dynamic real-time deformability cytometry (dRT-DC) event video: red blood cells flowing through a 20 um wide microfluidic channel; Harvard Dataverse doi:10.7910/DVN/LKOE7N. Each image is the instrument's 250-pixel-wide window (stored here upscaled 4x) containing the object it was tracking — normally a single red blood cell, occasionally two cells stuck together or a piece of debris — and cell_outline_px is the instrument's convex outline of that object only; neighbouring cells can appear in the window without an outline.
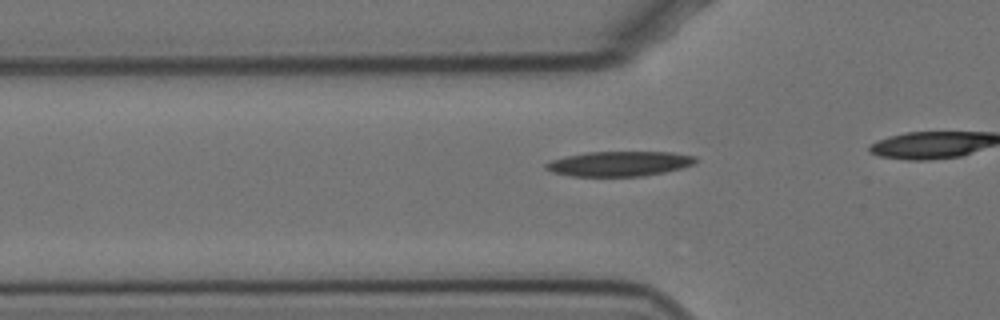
{"species": "Egyptian fruit bat (a non-hibernating species)", "species_latin": "Rousettus aegyptiacus", "temperature_condition": "cold", "stored_images_in_passage": 15, "camera_frame_rate_fps": 3000, "um_per_image_px": 0.085, "animal": {"sex": "female"}, "frame": {"image": 1, "passage_image": 9, "time_ms": 2.667, "image_size_px": [1000, 320], "cell_outline_px": [[696, 160], [692, 164], [680, 168], [664, 172], [644, 176], [572, 176], [552, 172], [544, 168], [544, 164], [552, 160], [568, 156], [588, 152], [672, 152], [696, 156]], "centroid_in_image_um": [52.63, 13.91], "position_along_channel_um": 73.2, "area_um2": 21.56}}
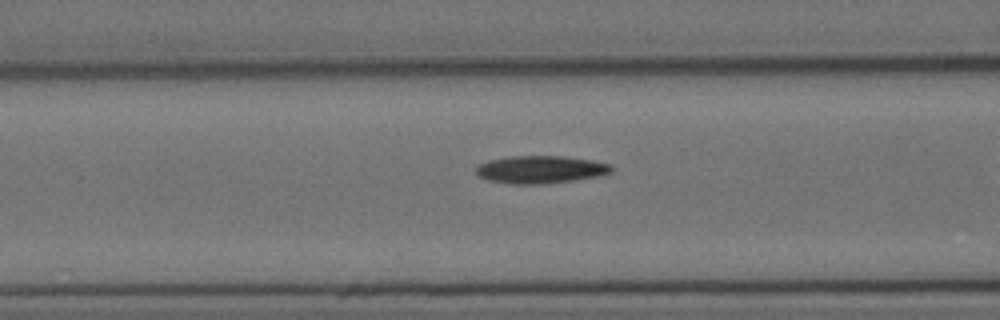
{"frame": {"image": 2, "passage_image": 13, "time_ms": 4.0, "image_size_px": [1000, 320], "cell_outline_px": [[612, 172], [600, 176], [576, 180], [544, 184], [508, 184], [488, 180], [480, 176], [476, 172], [476, 168], [480, 164], [488, 160], [508, 156], [560, 156], [592, 160], [612, 164]], "centroid_in_image_um": [45.97, 14.41], "position_along_channel_um": 120.6, "area_um2": 21.96}}